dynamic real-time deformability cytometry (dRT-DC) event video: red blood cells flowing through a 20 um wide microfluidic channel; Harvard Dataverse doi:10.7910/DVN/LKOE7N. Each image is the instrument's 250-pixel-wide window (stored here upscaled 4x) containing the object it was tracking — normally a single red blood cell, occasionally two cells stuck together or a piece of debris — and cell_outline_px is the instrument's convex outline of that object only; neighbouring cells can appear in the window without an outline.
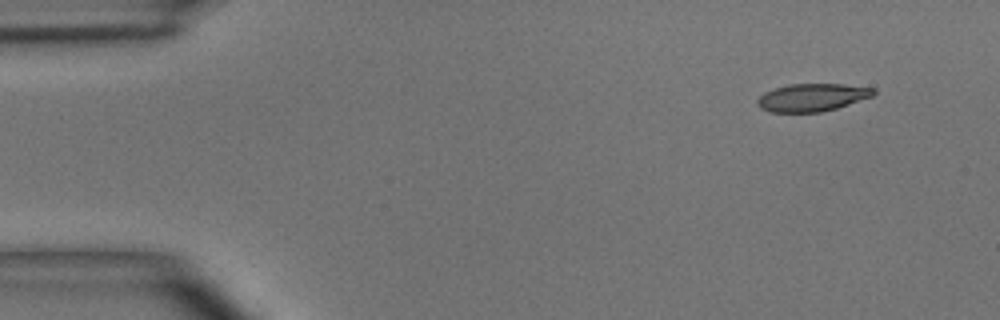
{"species": "common noctule bat (a hibernating species)", "species_latin": "Nyctalus noctula", "temperature_condition": "room temperature", "stored_images_in_passage": 6, "camera_frame_rate_fps": 3000, "um_per_image_px": 0.085, "animal": {"sex": "male", "body_mass_g": 15.6}, "frame": {"image": 1, "passage_image": 1, "time_ms": 0.0, "image_size_px": [1000, 320], "cell_outline_px": [[876, 92], [872, 96], [836, 108], [820, 112], [772, 112], [760, 108], [756, 104], [756, 100], [764, 92], [788, 84], [844, 84], [876, 88]], "centroid_in_image_um": [69.02, 8.27], "position_along_channel_um": 16.0, "area_um2": 18.73}}
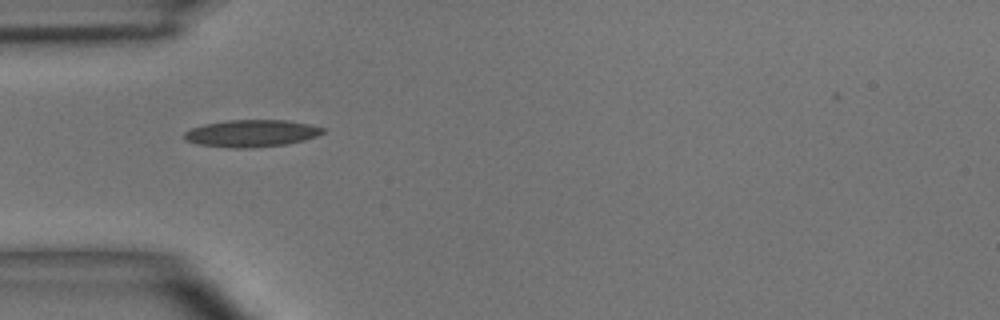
{"frame": {"image": 2, "passage_image": 4, "time_ms": 3.667, "image_size_px": [1000, 320], "cell_outline_px": [[324, 132], [316, 136], [304, 140], [288, 144], [252, 148], [232, 148], [196, 144], [184, 140], [184, 132], [192, 128], [204, 124], [228, 120], [284, 120], [308, 124], [324, 128]], "centroid_in_image_um": [21.34, 11.34], "position_along_channel_um": 63.7, "area_um2": 21.91}}
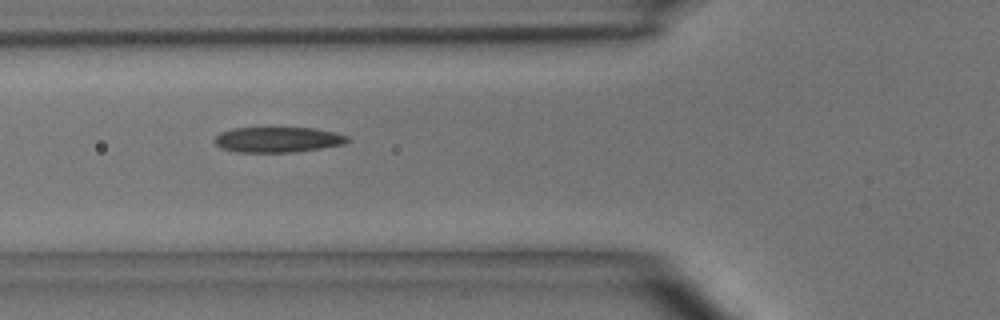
{"frame": {"image": 3, "passage_image": 5, "time_ms": 4.667, "image_size_px": [1000, 320], "cell_outline_px": [[352, 140], [344, 144], [296, 152], [236, 152], [220, 148], [212, 140], [220, 132], [232, 128], [316, 128], [336, 132], [348, 136]], "centroid_in_image_um": [23.62, 11.87], "position_along_channel_um": 102.2, "area_um2": 19.88}}